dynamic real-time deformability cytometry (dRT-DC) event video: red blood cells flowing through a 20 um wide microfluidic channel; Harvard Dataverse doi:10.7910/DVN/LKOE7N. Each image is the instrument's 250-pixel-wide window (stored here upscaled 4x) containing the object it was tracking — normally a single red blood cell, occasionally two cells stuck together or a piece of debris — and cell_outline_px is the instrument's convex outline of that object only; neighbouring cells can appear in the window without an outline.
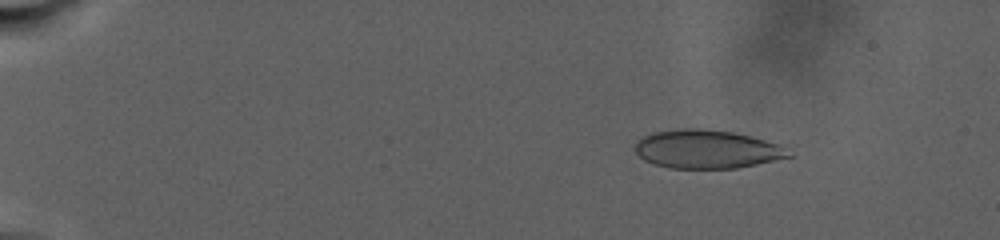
{"species": "human", "species_latin": "Homo sapiens", "temperature_condition": "warm", "stored_images_in_passage": 52, "camera_frame_rate_fps": 3000, "um_per_image_px": 0.085, "donor": {"sex": "male"}, "frame": {"image": 1, "passage_image": 6, "time_ms": 5.0, "image_size_px": [1000, 240], "cell_outline_px": [[792, 156], [756, 164], [736, 168], [668, 168], [652, 164], [644, 160], [636, 152], [636, 140], [652, 132], [684, 128], [696, 128], [732, 132], [780, 144]], "centroid_in_image_um": [60.02, 12.68], "position_along_channel_um": 25.0, "area_um2": 34.16}}
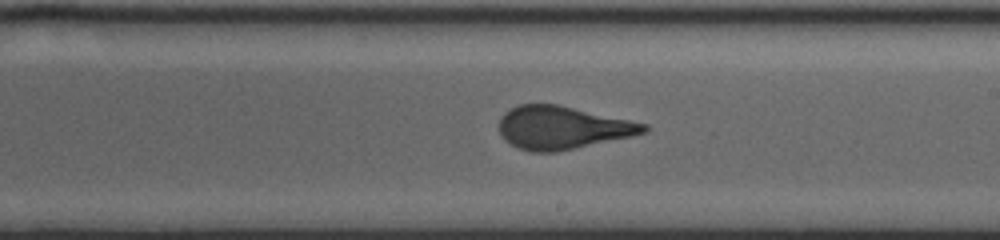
{"frame": {"image": 2, "passage_image": 25, "time_ms": 20.667, "image_size_px": [1000, 240], "cell_outline_px": [[648, 132], [632, 136], [556, 152], [532, 152], [516, 148], [504, 140], [500, 136], [500, 116], [504, 112], [520, 104], [556, 104], [648, 124]], "centroid_in_image_um": [47.77, 10.86], "position_along_channel_um": 241.2, "area_um2": 36.13}}
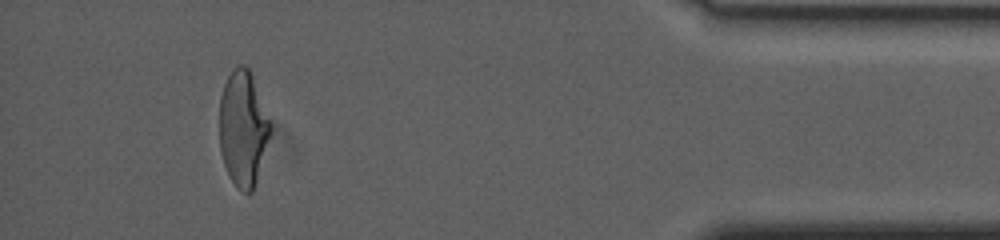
{"frame": {"image": 3, "passage_image": 46, "time_ms": 30.667, "image_size_px": [1000, 240], "cell_outline_px": [[272, 128], [256, 180], [252, 192], [240, 192], [236, 188], [228, 176], [220, 152], [220, 96], [224, 84], [232, 68], [236, 64], [244, 64], [248, 68], [252, 76], [272, 124]], "centroid_in_image_um": [20.65, 10.91], "position_along_channel_um": 414.6, "area_um2": 34.28}, "authors_computed_cell_mechanics": {"area_um2": 35.836, "velocity_mm_per_s": 2.1857, "shape_relaxation_time_tau1_ms": 8.2757, "shape_relaxation_time_tau2_ms": null, "deformation_change_tau1": 0.2068, "deformation_change_tau2": null}}